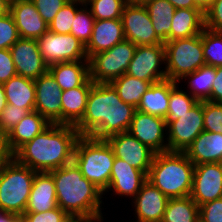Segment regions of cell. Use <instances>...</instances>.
Wrapping results in <instances>:
<instances>
[{
	"label": "cell",
	"instance_id": "obj_23",
	"mask_svg": "<svg viewBox=\"0 0 222 222\" xmlns=\"http://www.w3.org/2000/svg\"><path fill=\"white\" fill-rule=\"evenodd\" d=\"M58 206L54 179L49 172L35 174L24 213H40Z\"/></svg>",
	"mask_w": 222,
	"mask_h": 222
},
{
	"label": "cell",
	"instance_id": "obj_17",
	"mask_svg": "<svg viewBox=\"0 0 222 222\" xmlns=\"http://www.w3.org/2000/svg\"><path fill=\"white\" fill-rule=\"evenodd\" d=\"M168 197L146 180L137 195L130 200L134 219L130 222H161ZM133 220V221H132Z\"/></svg>",
	"mask_w": 222,
	"mask_h": 222
},
{
	"label": "cell",
	"instance_id": "obj_59",
	"mask_svg": "<svg viewBox=\"0 0 222 222\" xmlns=\"http://www.w3.org/2000/svg\"><path fill=\"white\" fill-rule=\"evenodd\" d=\"M17 222H25L22 218H20Z\"/></svg>",
	"mask_w": 222,
	"mask_h": 222
},
{
	"label": "cell",
	"instance_id": "obj_57",
	"mask_svg": "<svg viewBox=\"0 0 222 222\" xmlns=\"http://www.w3.org/2000/svg\"><path fill=\"white\" fill-rule=\"evenodd\" d=\"M0 142H5L4 136L0 133Z\"/></svg>",
	"mask_w": 222,
	"mask_h": 222
},
{
	"label": "cell",
	"instance_id": "obj_50",
	"mask_svg": "<svg viewBox=\"0 0 222 222\" xmlns=\"http://www.w3.org/2000/svg\"><path fill=\"white\" fill-rule=\"evenodd\" d=\"M20 218L18 214L0 209V222H17Z\"/></svg>",
	"mask_w": 222,
	"mask_h": 222
},
{
	"label": "cell",
	"instance_id": "obj_58",
	"mask_svg": "<svg viewBox=\"0 0 222 222\" xmlns=\"http://www.w3.org/2000/svg\"><path fill=\"white\" fill-rule=\"evenodd\" d=\"M76 1L86 4L89 0H76Z\"/></svg>",
	"mask_w": 222,
	"mask_h": 222
},
{
	"label": "cell",
	"instance_id": "obj_31",
	"mask_svg": "<svg viewBox=\"0 0 222 222\" xmlns=\"http://www.w3.org/2000/svg\"><path fill=\"white\" fill-rule=\"evenodd\" d=\"M143 5L149 13L156 35L167 42L175 7L168 0H148Z\"/></svg>",
	"mask_w": 222,
	"mask_h": 222
},
{
	"label": "cell",
	"instance_id": "obj_33",
	"mask_svg": "<svg viewBox=\"0 0 222 222\" xmlns=\"http://www.w3.org/2000/svg\"><path fill=\"white\" fill-rule=\"evenodd\" d=\"M199 206L190 197L168 199L161 222H197Z\"/></svg>",
	"mask_w": 222,
	"mask_h": 222
},
{
	"label": "cell",
	"instance_id": "obj_46",
	"mask_svg": "<svg viewBox=\"0 0 222 222\" xmlns=\"http://www.w3.org/2000/svg\"><path fill=\"white\" fill-rule=\"evenodd\" d=\"M16 75L10 49H0V83L3 84Z\"/></svg>",
	"mask_w": 222,
	"mask_h": 222
},
{
	"label": "cell",
	"instance_id": "obj_35",
	"mask_svg": "<svg viewBox=\"0 0 222 222\" xmlns=\"http://www.w3.org/2000/svg\"><path fill=\"white\" fill-rule=\"evenodd\" d=\"M84 3L69 0L48 25V31L59 34H70L77 11Z\"/></svg>",
	"mask_w": 222,
	"mask_h": 222
},
{
	"label": "cell",
	"instance_id": "obj_5",
	"mask_svg": "<svg viewBox=\"0 0 222 222\" xmlns=\"http://www.w3.org/2000/svg\"><path fill=\"white\" fill-rule=\"evenodd\" d=\"M114 160L113 150L105 139L78 138L73 161L83 176L103 193L108 189Z\"/></svg>",
	"mask_w": 222,
	"mask_h": 222
},
{
	"label": "cell",
	"instance_id": "obj_24",
	"mask_svg": "<svg viewBox=\"0 0 222 222\" xmlns=\"http://www.w3.org/2000/svg\"><path fill=\"white\" fill-rule=\"evenodd\" d=\"M49 125L50 123L39 112L31 111L4 137L5 143L10 151L15 154Z\"/></svg>",
	"mask_w": 222,
	"mask_h": 222
},
{
	"label": "cell",
	"instance_id": "obj_39",
	"mask_svg": "<svg viewBox=\"0 0 222 222\" xmlns=\"http://www.w3.org/2000/svg\"><path fill=\"white\" fill-rule=\"evenodd\" d=\"M204 131L222 133V103L203 101Z\"/></svg>",
	"mask_w": 222,
	"mask_h": 222
},
{
	"label": "cell",
	"instance_id": "obj_15",
	"mask_svg": "<svg viewBox=\"0 0 222 222\" xmlns=\"http://www.w3.org/2000/svg\"><path fill=\"white\" fill-rule=\"evenodd\" d=\"M10 52L17 75L36 80L48 72L49 66L39 51L37 39L19 38Z\"/></svg>",
	"mask_w": 222,
	"mask_h": 222
},
{
	"label": "cell",
	"instance_id": "obj_38",
	"mask_svg": "<svg viewBox=\"0 0 222 222\" xmlns=\"http://www.w3.org/2000/svg\"><path fill=\"white\" fill-rule=\"evenodd\" d=\"M182 84L177 83L170 90L169 107L167 115H181L189 111L199 101L190 93L182 89Z\"/></svg>",
	"mask_w": 222,
	"mask_h": 222
},
{
	"label": "cell",
	"instance_id": "obj_56",
	"mask_svg": "<svg viewBox=\"0 0 222 222\" xmlns=\"http://www.w3.org/2000/svg\"><path fill=\"white\" fill-rule=\"evenodd\" d=\"M104 216L103 217H101L100 219H98V220H92V221H89V222H103V221H105L104 220Z\"/></svg>",
	"mask_w": 222,
	"mask_h": 222
},
{
	"label": "cell",
	"instance_id": "obj_48",
	"mask_svg": "<svg viewBox=\"0 0 222 222\" xmlns=\"http://www.w3.org/2000/svg\"><path fill=\"white\" fill-rule=\"evenodd\" d=\"M13 158L14 154L10 151L7 144L0 142V176Z\"/></svg>",
	"mask_w": 222,
	"mask_h": 222
},
{
	"label": "cell",
	"instance_id": "obj_34",
	"mask_svg": "<svg viewBox=\"0 0 222 222\" xmlns=\"http://www.w3.org/2000/svg\"><path fill=\"white\" fill-rule=\"evenodd\" d=\"M203 53L207 66H222V31H202Z\"/></svg>",
	"mask_w": 222,
	"mask_h": 222
},
{
	"label": "cell",
	"instance_id": "obj_14",
	"mask_svg": "<svg viewBox=\"0 0 222 222\" xmlns=\"http://www.w3.org/2000/svg\"><path fill=\"white\" fill-rule=\"evenodd\" d=\"M105 140L109 143L116 158L128 162L132 167L148 175L155 155L152 149L128 131L111 135Z\"/></svg>",
	"mask_w": 222,
	"mask_h": 222
},
{
	"label": "cell",
	"instance_id": "obj_10",
	"mask_svg": "<svg viewBox=\"0 0 222 222\" xmlns=\"http://www.w3.org/2000/svg\"><path fill=\"white\" fill-rule=\"evenodd\" d=\"M39 51L48 66L70 61H89L85 45L70 34L47 31L37 39Z\"/></svg>",
	"mask_w": 222,
	"mask_h": 222
},
{
	"label": "cell",
	"instance_id": "obj_43",
	"mask_svg": "<svg viewBox=\"0 0 222 222\" xmlns=\"http://www.w3.org/2000/svg\"><path fill=\"white\" fill-rule=\"evenodd\" d=\"M204 27L212 31H222V0H214L205 11Z\"/></svg>",
	"mask_w": 222,
	"mask_h": 222
},
{
	"label": "cell",
	"instance_id": "obj_51",
	"mask_svg": "<svg viewBox=\"0 0 222 222\" xmlns=\"http://www.w3.org/2000/svg\"><path fill=\"white\" fill-rule=\"evenodd\" d=\"M89 219L79 215H67L61 222H89Z\"/></svg>",
	"mask_w": 222,
	"mask_h": 222
},
{
	"label": "cell",
	"instance_id": "obj_9",
	"mask_svg": "<svg viewBox=\"0 0 222 222\" xmlns=\"http://www.w3.org/2000/svg\"><path fill=\"white\" fill-rule=\"evenodd\" d=\"M168 151L184 152L204 131L203 101L181 115H167Z\"/></svg>",
	"mask_w": 222,
	"mask_h": 222
},
{
	"label": "cell",
	"instance_id": "obj_11",
	"mask_svg": "<svg viewBox=\"0 0 222 222\" xmlns=\"http://www.w3.org/2000/svg\"><path fill=\"white\" fill-rule=\"evenodd\" d=\"M165 64L164 44L137 46L126 74L148 82H159L167 79Z\"/></svg>",
	"mask_w": 222,
	"mask_h": 222
},
{
	"label": "cell",
	"instance_id": "obj_4",
	"mask_svg": "<svg viewBox=\"0 0 222 222\" xmlns=\"http://www.w3.org/2000/svg\"><path fill=\"white\" fill-rule=\"evenodd\" d=\"M194 169L184 152L155 153L147 180L169 199L190 196Z\"/></svg>",
	"mask_w": 222,
	"mask_h": 222
},
{
	"label": "cell",
	"instance_id": "obj_2",
	"mask_svg": "<svg viewBox=\"0 0 222 222\" xmlns=\"http://www.w3.org/2000/svg\"><path fill=\"white\" fill-rule=\"evenodd\" d=\"M79 137L75 126L50 124L23 145L14 158L36 172H49L73 162Z\"/></svg>",
	"mask_w": 222,
	"mask_h": 222
},
{
	"label": "cell",
	"instance_id": "obj_27",
	"mask_svg": "<svg viewBox=\"0 0 222 222\" xmlns=\"http://www.w3.org/2000/svg\"><path fill=\"white\" fill-rule=\"evenodd\" d=\"M48 72L62 91L82 86L89 78V61H70L50 65Z\"/></svg>",
	"mask_w": 222,
	"mask_h": 222
},
{
	"label": "cell",
	"instance_id": "obj_20",
	"mask_svg": "<svg viewBox=\"0 0 222 222\" xmlns=\"http://www.w3.org/2000/svg\"><path fill=\"white\" fill-rule=\"evenodd\" d=\"M12 14L20 38L38 39L48 31L43 20L31 0H13L10 3Z\"/></svg>",
	"mask_w": 222,
	"mask_h": 222
},
{
	"label": "cell",
	"instance_id": "obj_28",
	"mask_svg": "<svg viewBox=\"0 0 222 222\" xmlns=\"http://www.w3.org/2000/svg\"><path fill=\"white\" fill-rule=\"evenodd\" d=\"M204 28V12L201 9H175L168 41L196 36Z\"/></svg>",
	"mask_w": 222,
	"mask_h": 222
},
{
	"label": "cell",
	"instance_id": "obj_29",
	"mask_svg": "<svg viewBox=\"0 0 222 222\" xmlns=\"http://www.w3.org/2000/svg\"><path fill=\"white\" fill-rule=\"evenodd\" d=\"M8 104L17 107L35 110V83L34 80L16 75L2 84Z\"/></svg>",
	"mask_w": 222,
	"mask_h": 222
},
{
	"label": "cell",
	"instance_id": "obj_7",
	"mask_svg": "<svg viewBox=\"0 0 222 222\" xmlns=\"http://www.w3.org/2000/svg\"><path fill=\"white\" fill-rule=\"evenodd\" d=\"M167 79L179 82L206 65L203 53L202 32L196 36L164 42Z\"/></svg>",
	"mask_w": 222,
	"mask_h": 222
},
{
	"label": "cell",
	"instance_id": "obj_1",
	"mask_svg": "<svg viewBox=\"0 0 222 222\" xmlns=\"http://www.w3.org/2000/svg\"><path fill=\"white\" fill-rule=\"evenodd\" d=\"M135 111L134 106L123 102L110 83H94L84 116L75 128L80 136L106 139L128 131Z\"/></svg>",
	"mask_w": 222,
	"mask_h": 222
},
{
	"label": "cell",
	"instance_id": "obj_6",
	"mask_svg": "<svg viewBox=\"0 0 222 222\" xmlns=\"http://www.w3.org/2000/svg\"><path fill=\"white\" fill-rule=\"evenodd\" d=\"M36 173L13 158L0 176V209L21 217L26 210Z\"/></svg>",
	"mask_w": 222,
	"mask_h": 222
},
{
	"label": "cell",
	"instance_id": "obj_3",
	"mask_svg": "<svg viewBox=\"0 0 222 222\" xmlns=\"http://www.w3.org/2000/svg\"><path fill=\"white\" fill-rule=\"evenodd\" d=\"M49 173L54 179L57 204L68 215H79L90 221L106 216L102 201L106 196L83 176L74 161Z\"/></svg>",
	"mask_w": 222,
	"mask_h": 222
},
{
	"label": "cell",
	"instance_id": "obj_54",
	"mask_svg": "<svg viewBox=\"0 0 222 222\" xmlns=\"http://www.w3.org/2000/svg\"><path fill=\"white\" fill-rule=\"evenodd\" d=\"M7 105L6 95L3 85L0 83V114Z\"/></svg>",
	"mask_w": 222,
	"mask_h": 222
},
{
	"label": "cell",
	"instance_id": "obj_55",
	"mask_svg": "<svg viewBox=\"0 0 222 222\" xmlns=\"http://www.w3.org/2000/svg\"><path fill=\"white\" fill-rule=\"evenodd\" d=\"M128 4H144L148 0H125Z\"/></svg>",
	"mask_w": 222,
	"mask_h": 222
},
{
	"label": "cell",
	"instance_id": "obj_49",
	"mask_svg": "<svg viewBox=\"0 0 222 222\" xmlns=\"http://www.w3.org/2000/svg\"><path fill=\"white\" fill-rule=\"evenodd\" d=\"M175 9H200L194 0H168Z\"/></svg>",
	"mask_w": 222,
	"mask_h": 222
},
{
	"label": "cell",
	"instance_id": "obj_44",
	"mask_svg": "<svg viewBox=\"0 0 222 222\" xmlns=\"http://www.w3.org/2000/svg\"><path fill=\"white\" fill-rule=\"evenodd\" d=\"M199 219L203 222H222V197L199 206Z\"/></svg>",
	"mask_w": 222,
	"mask_h": 222
},
{
	"label": "cell",
	"instance_id": "obj_12",
	"mask_svg": "<svg viewBox=\"0 0 222 222\" xmlns=\"http://www.w3.org/2000/svg\"><path fill=\"white\" fill-rule=\"evenodd\" d=\"M124 36L136 46L164 44L156 35L149 13L143 4H126L121 15Z\"/></svg>",
	"mask_w": 222,
	"mask_h": 222
},
{
	"label": "cell",
	"instance_id": "obj_36",
	"mask_svg": "<svg viewBox=\"0 0 222 222\" xmlns=\"http://www.w3.org/2000/svg\"><path fill=\"white\" fill-rule=\"evenodd\" d=\"M125 0H89L85 5L95 20L121 19Z\"/></svg>",
	"mask_w": 222,
	"mask_h": 222
},
{
	"label": "cell",
	"instance_id": "obj_8",
	"mask_svg": "<svg viewBox=\"0 0 222 222\" xmlns=\"http://www.w3.org/2000/svg\"><path fill=\"white\" fill-rule=\"evenodd\" d=\"M136 47L125 39L109 50L93 55L89 59L90 80L93 83H110L125 74Z\"/></svg>",
	"mask_w": 222,
	"mask_h": 222
},
{
	"label": "cell",
	"instance_id": "obj_16",
	"mask_svg": "<svg viewBox=\"0 0 222 222\" xmlns=\"http://www.w3.org/2000/svg\"><path fill=\"white\" fill-rule=\"evenodd\" d=\"M190 197L198 206L222 197V163L195 165Z\"/></svg>",
	"mask_w": 222,
	"mask_h": 222
},
{
	"label": "cell",
	"instance_id": "obj_32",
	"mask_svg": "<svg viewBox=\"0 0 222 222\" xmlns=\"http://www.w3.org/2000/svg\"><path fill=\"white\" fill-rule=\"evenodd\" d=\"M153 83L156 82H148L126 73L110 82L123 102L135 108H137L140 103L142 95Z\"/></svg>",
	"mask_w": 222,
	"mask_h": 222
},
{
	"label": "cell",
	"instance_id": "obj_47",
	"mask_svg": "<svg viewBox=\"0 0 222 222\" xmlns=\"http://www.w3.org/2000/svg\"><path fill=\"white\" fill-rule=\"evenodd\" d=\"M216 78L212 84L211 102L222 103V66L215 67Z\"/></svg>",
	"mask_w": 222,
	"mask_h": 222
},
{
	"label": "cell",
	"instance_id": "obj_42",
	"mask_svg": "<svg viewBox=\"0 0 222 222\" xmlns=\"http://www.w3.org/2000/svg\"><path fill=\"white\" fill-rule=\"evenodd\" d=\"M69 0H31L43 20L49 25Z\"/></svg>",
	"mask_w": 222,
	"mask_h": 222
},
{
	"label": "cell",
	"instance_id": "obj_19",
	"mask_svg": "<svg viewBox=\"0 0 222 222\" xmlns=\"http://www.w3.org/2000/svg\"><path fill=\"white\" fill-rule=\"evenodd\" d=\"M34 83L35 110L50 124H61V88L49 72L34 80Z\"/></svg>",
	"mask_w": 222,
	"mask_h": 222
},
{
	"label": "cell",
	"instance_id": "obj_53",
	"mask_svg": "<svg viewBox=\"0 0 222 222\" xmlns=\"http://www.w3.org/2000/svg\"><path fill=\"white\" fill-rule=\"evenodd\" d=\"M10 1L0 0V16H4L10 12Z\"/></svg>",
	"mask_w": 222,
	"mask_h": 222
},
{
	"label": "cell",
	"instance_id": "obj_41",
	"mask_svg": "<svg viewBox=\"0 0 222 222\" xmlns=\"http://www.w3.org/2000/svg\"><path fill=\"white\" fill-rule=\"evenodd\" d=\"M20 38L14 18L9 12L0 16V49H10Z\"/></svg>",
	"mask_w": 222,
	"mask_h": 222
},
{
	"label": "cell",
	"instance_id": "obj_25",
	"mask_svg": "<svg viewBox=\"0 0 222 222\" xmlns=\"http://www.w3.org/2000/svg\"><path fill=\"white\" fill-rule=\"evenodd\" d=\"M94 83L90 78L82 85L62 91L61 124L76 126L86 111L88 94Z\"/></svg>",
	"mask_w": 222,
	"mask_h": 222
},
{
	"label": "cell",
	"instance_id": "obj_52",
	"mask_svg": "<svg viewBox=\"0 0 222 222\" xmlns=\"http://www.w3.org/2000/svg\"><path fill=\"white\" fill-rule=\"evenodd\" d=\"M194 2L205 13L214 0H194Z\"/></svg>",
	"mask_w": 222,
	"mask_h": 222
},
{
	"label": "cell",
	"instance_id": "obj_22",
	"mask_svg": "<svg viewBox=\"0 0 222 222\" xmlns=\"http://www.w3.org/2000/svg\"><path fill=\"white\" fill-rule=\"evenodd\" d=\"M184 153L194 165L222 163V133L201 132Z\"/></svg>",
	"mask_w": 222,
	"mask_h": 222
},
{
	"label": "cell",
	"instance_id": "obj_26",
	"mask_svg": "<svg viewBox=\"0 0 222 222\" xmlns=\"http://www.w3.org/2000/svg\"><path fill=\"white\" fill-rule=\"evenodd\" d=\"M178 82L165 79L153 83L142 95L136 110L166 119L169 107L170 90Z\"/></svg>",
	"mask_w": 222,
	"mask_h": 222
},
{
	"label": "cell",
	"instance_id": "obj_18",
	"mask_svg": "<svg viewBox=\"0 0 222 222\" xmlns=\"http://www.w3.org/2000/svg\"><path fill=\"white\" fill-rule=\"evenodd\" d=\"M147 180V175L134 167L128 162L123 161L120 158L114 160L108 189L103 193L105 196L110 191V195H115L122 200L128 198L131 200L140 191L141 186Z\"/></svg>",
	"mask_w": 222,
	"mask_h": 222
},
{
	"label": "cell",
	"instance_id": "obj_13",
	"mask_svg": "<svg viewBox=\"0 0 222 222\" xmlns=\"http://www.w3.org/2000/svg\"><path fill=\"white\" fill-rule=\"evenodd\" d=\"M128 132L155 153L168 151L166 119L135 111Z\"/></svg>",
	"mask_w": 222,
	"mask_h": 222
},
{
	"label": "cell",
	"instance_id": "obj_40",
	"mask_svg": "<svg viewBox=\"0 0 222 222\" xmlns=\"http://www.w3.org/2000/svg\"><path fill=\"white\" fill-rule=\"evenodd\" d=\"M30 112L29 109L7 103L0 114V133L5 137Z\"/></svg>",
	"mask_w": 222,
	"mask_h": 222
},
{
	"label": "cell",
	"instance_id": "obj_30",
	"mask_svg": "<svg viewBox=\"0 0 222 222\" xmlns=\"http://www.w3.org/2000/svg\"><path fill=\"white\" fill-rule=\"evenodd\" d=\"M215 78V67L205 65L185 75L178 83L181 84V81L182 83H186L187 87L182 88H185L198 101L211 102L212 84Z\"/></svg>",
	"mask_w": 222,
	"mask_h": 222
},
{
	"label": "cell",
	"instance_id": "obj_45",
	"mask_svg": "<svg viewBox=\"0 0 222 222\" xmlns=\"http://www.w3.org/2000/svg\"><path fill=\"white\" fill-rule=\"evenodd\" d=\"M68 214L59 206L40 213H24L21 218L25 222H61Z\"/></svg>",
	"mask_w": 222,
	"mask_h": 222
},
{
	"label": "cell",
	"instance_id": "obj_37",
	"mask_svg": "<svg viewBox=\"0 0 222 222\" xmlns=\"http://www.w3.org/2000/svg\"><path fill=\"white\" fill-rule=\"evenodd\" d=\"M95 23L90 9L84 4L76 13L70 33L79 39L83 45H87Z\"/></svg>",
	"mask_w": 222,
	"mask_h": 222
},
{
	"label": "cell",
	"instance_id": "obj_21",
	"mask_svg": "<svg viewBox=\"0 0 222 222\" xmlns=\"http://www.w3.org/2000/svg\"><path fill=\"white\" fill-rule=\"evenodd\" d=\"M125 40L121 19L95 20L93 32L85 46L88 60Z\"/></svg>",
	"mask_w": 222,
	"mask_h": 222
}]
</instances>
